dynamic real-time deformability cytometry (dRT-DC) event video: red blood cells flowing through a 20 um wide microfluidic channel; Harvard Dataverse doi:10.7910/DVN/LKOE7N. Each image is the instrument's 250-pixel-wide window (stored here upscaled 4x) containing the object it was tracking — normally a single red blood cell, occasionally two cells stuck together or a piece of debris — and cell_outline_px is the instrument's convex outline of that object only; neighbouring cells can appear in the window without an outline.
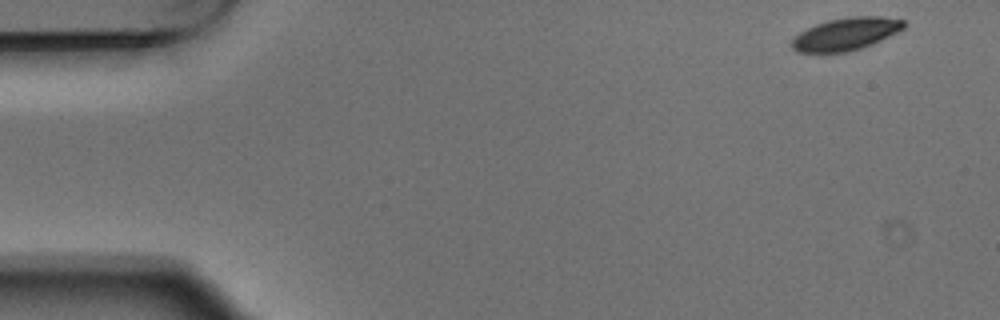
{"species": "Egyptian fruit bat (a non-hibernating species)", "species_latin": "Rousettus aegyptiacus", "temperature_condition": "warm", "stored_images_in_passage": 6, "camera_frame_rate_fps": 3000, "um_per_image_px": 0.085, "animal": {"sex": "male"}, "frame": {"image": 1, "passage_image": 1, "time_ms": 0.0, "image_size_px": [1000, 320], "cell_outline_px": [[908, 24], [904, 28], [872, 44], [848, 52], [796, 52], [792, 48], [792, 40], [800, 32], [816, 24], [828, 20], [848, 16], [880, 16], [904, 20]], "centroid_in_image_um": [71.92, 2.88], "position_along_channel_um": 13.1, "area_um2": 21.1}}
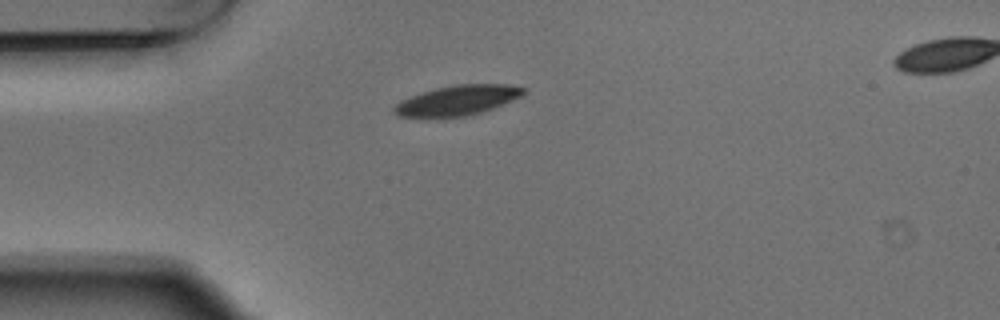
{"frame": {"image": 2, "passage_image": 4, "time_ms": 1.0, "image_size_px": [1000, 320], "cell_outline_px": [[524, 92], [520, 96], [492, 108], [480, 112], [464, 116], [400, 116], [392, 112], [392, 108], [400, 100], [408, 96], [436, 88], [456, 84], [508, 84], [524, 88]], "centroid_in_image_um": [38.83, 8.51], "position_along_channel_um": 46.2, "area_um2": 22.08}}
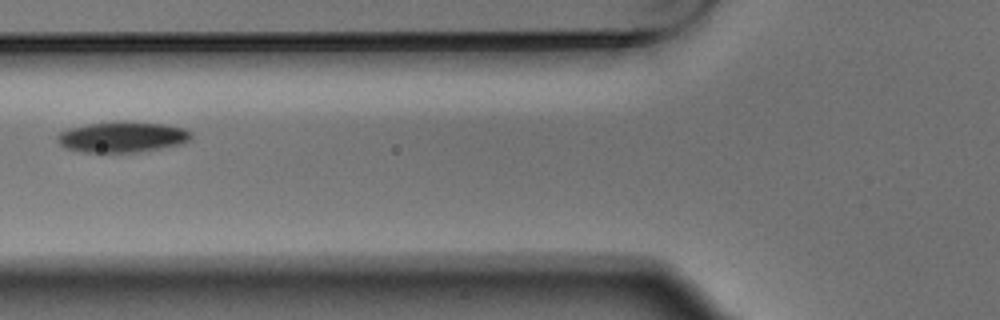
{"frame": {"image": 3, "passage_image": 6, "time_ms": 1.667, "image_size_px": [1000, 320], "cell_outline_px": [[192, 136], [184, 144], [136, 152], [80, 152], [64, 148], [56, 140], [56, 136], [60, 132], [68, 128], [88, 124], [124, 120], [164, 124], [184, 128], [192, 132]], "centroid_in_image_um": [10.38, 11.63], "position_along_channel_um": 115.4, "area_um2": 24.28}}